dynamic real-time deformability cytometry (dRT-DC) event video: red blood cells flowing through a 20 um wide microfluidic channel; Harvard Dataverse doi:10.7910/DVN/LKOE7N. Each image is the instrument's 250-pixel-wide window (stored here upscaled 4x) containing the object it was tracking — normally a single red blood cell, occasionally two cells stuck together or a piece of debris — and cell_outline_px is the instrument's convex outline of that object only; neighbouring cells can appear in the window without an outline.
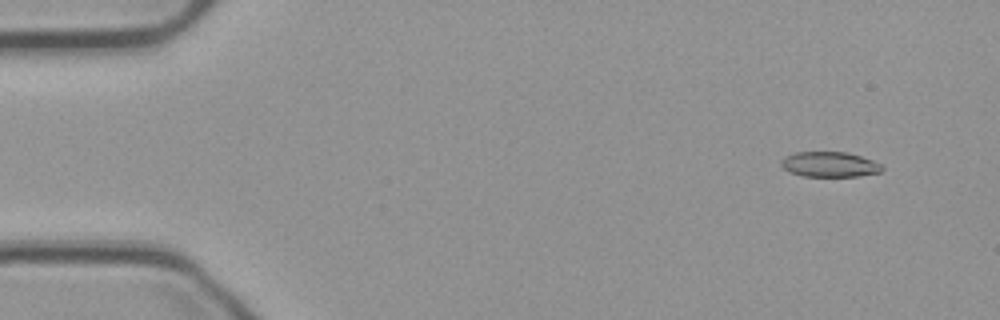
{"species": "common noctule bat (a hibernating species)", "species_latin": "Nyctalus noctula", "temperature_condition": "cold", "stored_images_in_passage": 56, "camera_frame_rate_fps": 3000, "um_per_image_px": 0.085, "animal": {"sex": "male", "body_mass_g": 23.1, "forearm_length_mm": 52.7}, "frame": {"image": 1, "passage_image": 5, "time_ms": 1.333, "image_size_px": [1000, 320], "cell_outline_px": [[884, 168], [880, 172], [860, 176], [804, 176], [788, 172], [780, 164], [780, 160], [784, 156], [796, 152], [844, 152], [860, 156], [872, 160], [880, 164]], "centroid_in_image_um": [70.48, 13.97], "position_along_channel_um": 14.5, "area_um2": 14.8}}
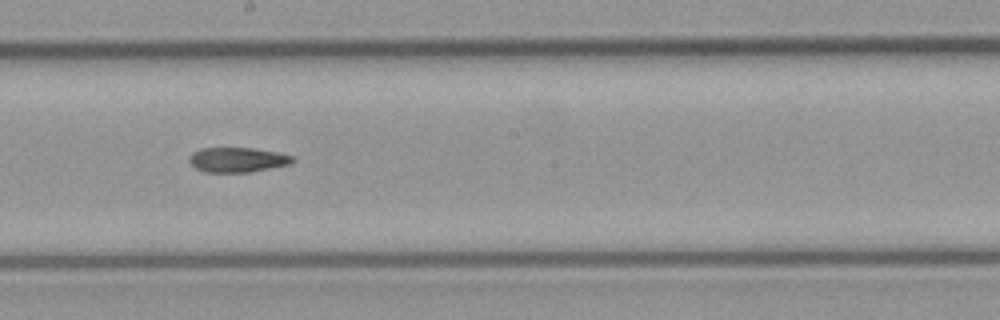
{"frame": {"image": 2, "passage_image": 31, "time_ms": 10.0, "image_size_px": [1000, 320], "cell_outline_px": [[296, 160], [288, 164], [252, 172], [204, 172], [196, 168], [188, 160], [192, 152], [200, 148], [252, 148], [276, 152], [292, 156]], "centroid_in_image_um": [20.16, 13.58], "position_along_channel_um": 228.0, "area_um2": 14.85}}
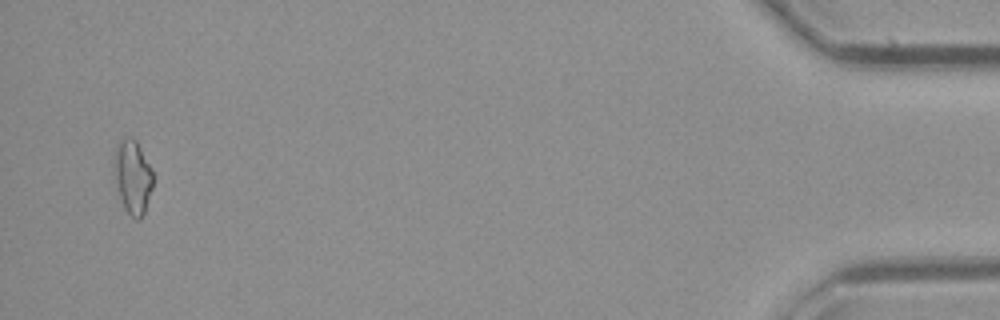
{"frame": {"image": 3, "passage_image": 54, "time_ms": 17.667, "image_size_px": [1000, 320], "cell_outline_px": [[152, 188], [144, 212], [140, 220], [136, 220], [124, 208], [116, 184], [112, 164], [112, 160], [116, 144], [124, 136], [132, 136], [136, 140], [152, 172]], "centroid_in_image_um": [11.23, 14.98], "position_along_channel_um": 424.0, "area_um2": 16.7}}